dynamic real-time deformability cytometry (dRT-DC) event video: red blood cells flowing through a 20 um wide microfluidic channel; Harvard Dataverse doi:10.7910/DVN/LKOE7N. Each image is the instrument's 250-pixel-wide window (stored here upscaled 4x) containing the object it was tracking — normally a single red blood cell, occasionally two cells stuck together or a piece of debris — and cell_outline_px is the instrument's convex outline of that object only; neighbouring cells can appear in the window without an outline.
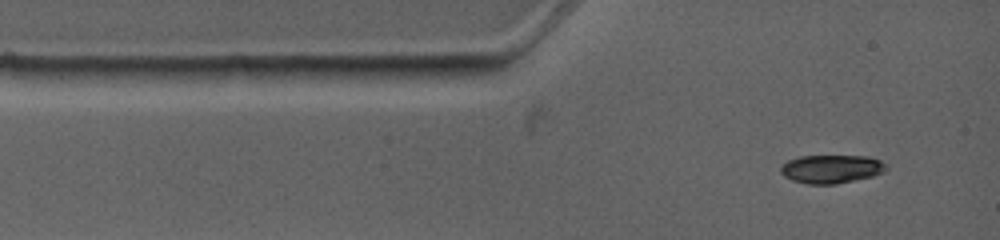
{"species": "common noctule bat (a hibernating species)", "species_latin": "Nyctalus noctula", "temperature_condition": "warm", "stored_images_in_passage": 3, "camera_frame_rate_fps": 4500, "um_per_image_px": 0.085, "animal": {"sex": "female", "body_mass_g": 19.0, "forearm_length_mm": 53.3}, "frame": {"image": 1, "passage_image": 1, "time_ms": 0.0, "image_size_px": [1000, 240], "cell_outline_px": [[888, 168], [884, 172], [872, 176], [836, 184], [808, 184], [792, 180], [784, 176], [780, 172], [780, 164], [788, 160], [800, 156], [868, 156], [880, 160]], "centroid_in_image_um": [70.63, 14.36], "position_along_channel_um": 14.4, "area_um2": 17.51}}
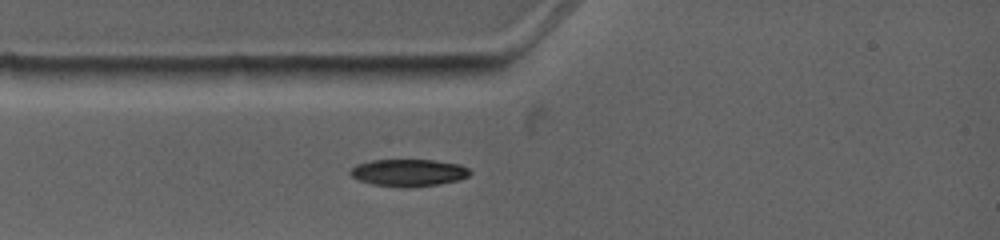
{"frame": {"image": 2, "passage_image": 3, "time_ms": 1.556, "image_size_px": [1000, 240], "cell_outline_px": [[472, 172], [468, 176], [460, 180], [436, 184], [408, 188], [372, 184], [360, 180], [352, 176], [348, 172], [356, 164], [372, 160], [436, 160], [460, 164], [468, 168]], "centroid_in_image_um": [34.75, 14.67], "position_along_channel_um": 50.3, "area_um2": 18.96}}